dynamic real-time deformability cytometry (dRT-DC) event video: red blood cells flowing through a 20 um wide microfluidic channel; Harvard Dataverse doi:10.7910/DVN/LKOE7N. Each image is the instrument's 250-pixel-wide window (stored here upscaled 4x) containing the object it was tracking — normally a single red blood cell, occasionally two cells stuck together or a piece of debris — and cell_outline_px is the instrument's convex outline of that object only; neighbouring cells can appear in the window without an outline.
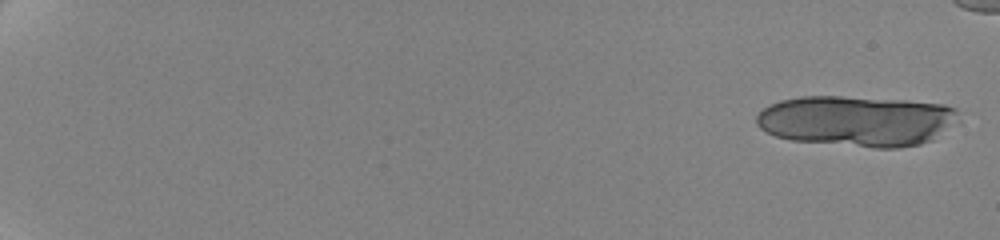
{"species": "human", "species_latin": "Homo sapiens", "temperature_condition": "cold", "stored_images_in_passage": 13, "camera_frame_rate_fps": 3000, "um_per_image_px": 0.085, "donor": {"sex": "female"}, "frame": {"image": 1, "passage_image": 1, "time_ms": 0.0, "image_size_px": [1000, 240], "cell_outline_px": [[960, 120], [932, 140], [920, 144], [896, 148], [876, 148], [792, 140], [776, 136], [760, 128], [756, 124], [756, 116], [768, 104], [780, 100], [800, 96], [840, 96], [904, 100], [944, 104], [956, 108]], "centroid_in_image_um": [72.84, 10.27], "position_along_channel_um": 12.2, "area_um2": 60.0}}